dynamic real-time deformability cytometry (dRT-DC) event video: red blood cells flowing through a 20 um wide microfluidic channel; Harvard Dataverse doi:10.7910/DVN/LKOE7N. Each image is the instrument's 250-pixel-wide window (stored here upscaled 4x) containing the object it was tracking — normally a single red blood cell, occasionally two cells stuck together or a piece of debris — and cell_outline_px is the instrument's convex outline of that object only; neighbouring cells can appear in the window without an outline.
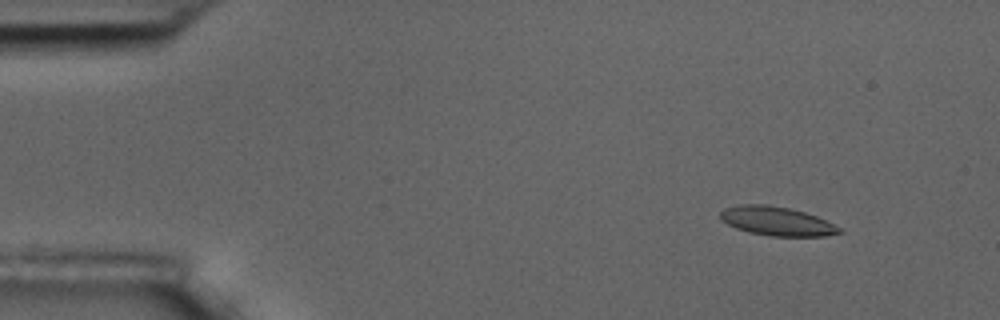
{"species": "common noctule bat (a hibernating species)", "species_latin": "Nyctalus noctula", "temperature_condition": "room temperature", "stored_images_in_passage": 6, "camera_frame_rate_fps": 3000, "um_per_image_px": 0.085, "animal": {"sex": "male", "body_mass_g": 17.5, "forearm_length_mm": 52.3}, "frame": {"image": 1, "passage_image": 2, "time_ms": 1.0, "image_size_px": [1000, 320], "cell_outline_px": [[844, 232], [824, 236], [768, 236], [748, 232], [736, 228], [720, 220], [720, 212], [724, 208], [740, 204], [764, 204], [788, 208], [804, 212], [816, 216], [840, 228]], "centroid_in_image_um": [65.98, 18.8], "position_along_channel_um": 19.0, "area_um2": 20.0}}